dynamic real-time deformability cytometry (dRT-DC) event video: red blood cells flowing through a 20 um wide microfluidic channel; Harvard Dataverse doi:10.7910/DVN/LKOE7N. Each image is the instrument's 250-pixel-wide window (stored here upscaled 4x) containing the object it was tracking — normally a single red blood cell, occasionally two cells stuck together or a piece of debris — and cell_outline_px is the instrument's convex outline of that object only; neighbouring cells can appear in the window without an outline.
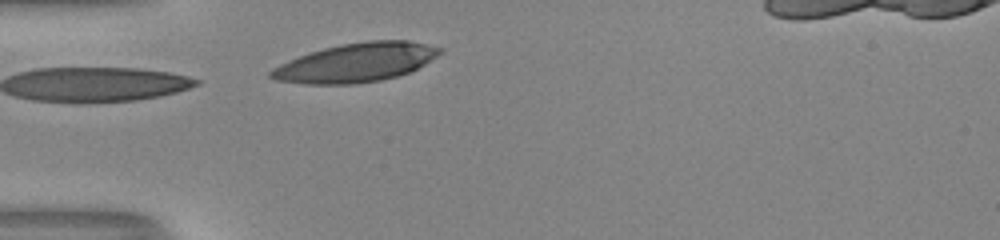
{"species": "human", "species_latin": "Homo sapiens", "temperature_condition": "room temperature", "stored_images_in_passage": 4, "camera_frame_rate_fps": 3000, "um_per_image_px": 0.085, "donor": {"sex": "male"}, "frame": {"image": 1, "passage_image": 4, "time_ms": 1.0, "image_size_px": [1000, 240], "cell_outline_px": [[444, 52], [424, 64], [408, 72], [396, 76], [380, 80], [352, 84], [304, 84], [276, 80], [268, 76], [268, 72], [272, 68], [288, 60], [308, 52], [324, 48], [344, 44], [368, 40], [408, 40], [444, 48]], "centroid_in_image_um": [30.24, 5.31], "position_along_channel_um": 54.8, "area_um2": 38.26}}